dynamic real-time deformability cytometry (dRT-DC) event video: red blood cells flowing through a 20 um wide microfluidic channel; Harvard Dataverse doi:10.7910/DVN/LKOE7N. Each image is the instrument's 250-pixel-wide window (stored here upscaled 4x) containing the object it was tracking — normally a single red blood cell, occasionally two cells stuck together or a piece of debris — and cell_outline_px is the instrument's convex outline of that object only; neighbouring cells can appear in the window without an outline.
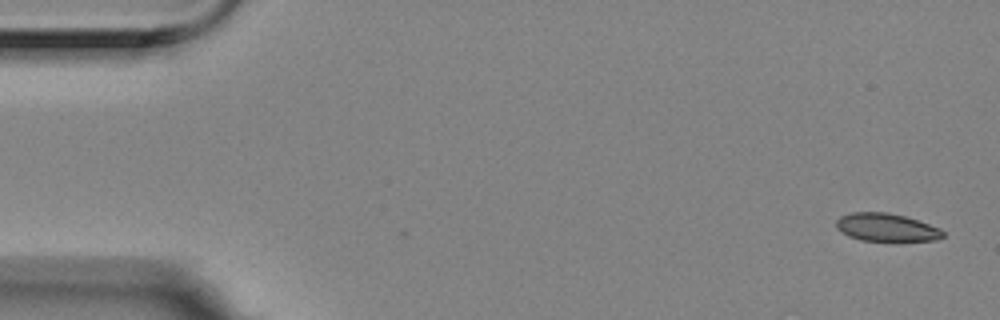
{"species": "Egyptian fruit bat (a non-hibernating species)", "species_latin": "Rousettus aegyptiacus", "temperature_condition": "room temperature", "stored_images_in_passage": 4, "camera_frame_rate_fps": 3000, "um_per_image_px": 0.085, "animal": {"sex": "female"}, "frame": {"image": 1, "passage_image": 1, "time_ms": 0.0, "image_size_px": [1000, 320], "cell_outline_px": [[944, 236], [936, 240], [896, 244], [860, 240], [848, 236], [840, 232], [836, 228], [836, 220], [840, 216], [852, 212], [884, 212], [904, 216], [940, 228], [944, 232]], "centroid_in_image_um": [75.35, 19.39], "position_along_channel_um": 9.7, "area_um2": 18.26}}
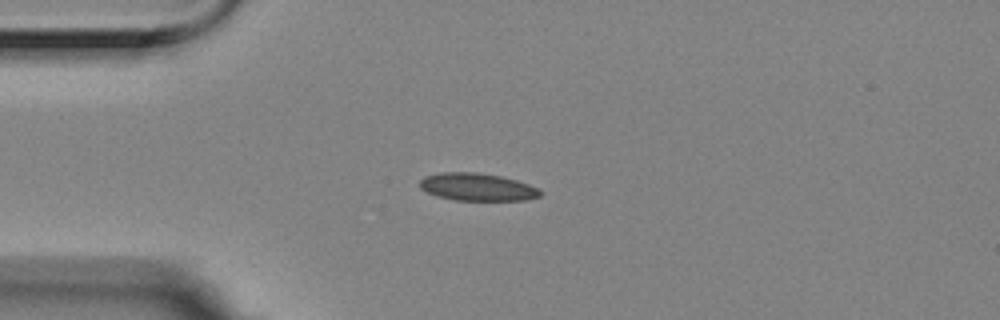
{"frame": {"image": 2, "passage_image": 4, "time_ms": 1.0, "image_size_px": [1000, 320], "cell_outline_px": [[544, 192], [540, 196], [524, 200], [456, 200], [436, 196], [420, 188], [420, 180], [424, 176], [440, 172], [476, 172], [500, 176], [516, 180], [540, 188]], "centroid_in_image_um": [40.58, 15.89], "position_along_channel_um": 44.4, "area_um2": 19.42}}